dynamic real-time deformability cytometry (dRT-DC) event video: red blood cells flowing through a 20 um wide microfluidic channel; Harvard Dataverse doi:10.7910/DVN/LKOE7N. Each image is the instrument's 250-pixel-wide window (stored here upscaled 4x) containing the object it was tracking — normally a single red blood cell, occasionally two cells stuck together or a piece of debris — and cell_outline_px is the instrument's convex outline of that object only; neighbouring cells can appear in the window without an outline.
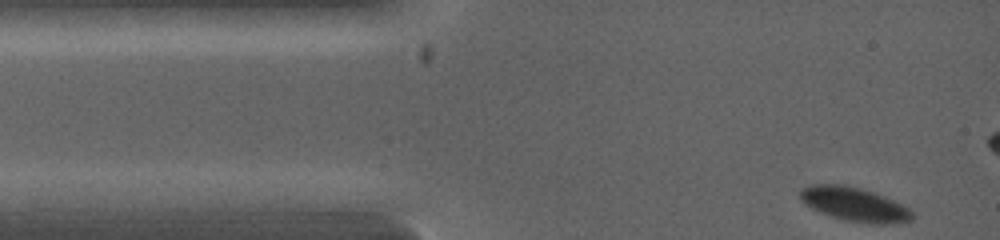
{"species": "common noctule bat (a hibernating species)", "species_latin": "Nyctalus noctula", "temperature_condition": "warm", "stored_images_in_passage": 3, "camera_frame_rate_fps": 5000, "um_per_image_px": 0.085, "animal": {"sex": "female", "body_mass_g": 19.0, "forearm_length_mm": 53.3}, "frame": {"image": 1, "passage_image": 3, "time_ms": 0.2, "image_size_px": [1000, 240], "cell_outline_px": [[912, 220], [896, 224], [868, 224], [844, 220], [820, 212], [804, 204], [800, 200], [800, 188], [812, 184], [844, 184], [860, 188], [884, 196], [908, 208], [912, 212]], "centroid_in_image_um": [72.6, 17.37], "position_along_channel_um": 12.4, "area_um2": 22.25}}